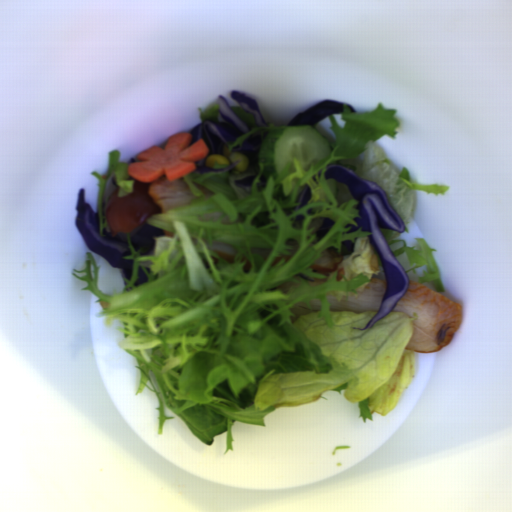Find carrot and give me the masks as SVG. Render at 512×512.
Instances as JSON below:
<instances>
[{
	"mask_svg": "<svg viewBox=\"0 0 512 512\" xmlns=\"http://www.w3.org/2000/svg\"><path fill=\"white\" fill-rule=\"evenodd\" d=\"M191 132L172 134L163 148L154 146L138 154L139 161L128 166L131 178L148 183L162 176L167 182L180 180L194 171L199 162L208 156L209 148L205 139H199L190 145ZM190 145V146H189Z\"/></svg>",
	"mask_w": 512,
	"mask_h": 512,
	"instance_id": "carrot-1",
	"label": "carrot"
}]
</instances>
